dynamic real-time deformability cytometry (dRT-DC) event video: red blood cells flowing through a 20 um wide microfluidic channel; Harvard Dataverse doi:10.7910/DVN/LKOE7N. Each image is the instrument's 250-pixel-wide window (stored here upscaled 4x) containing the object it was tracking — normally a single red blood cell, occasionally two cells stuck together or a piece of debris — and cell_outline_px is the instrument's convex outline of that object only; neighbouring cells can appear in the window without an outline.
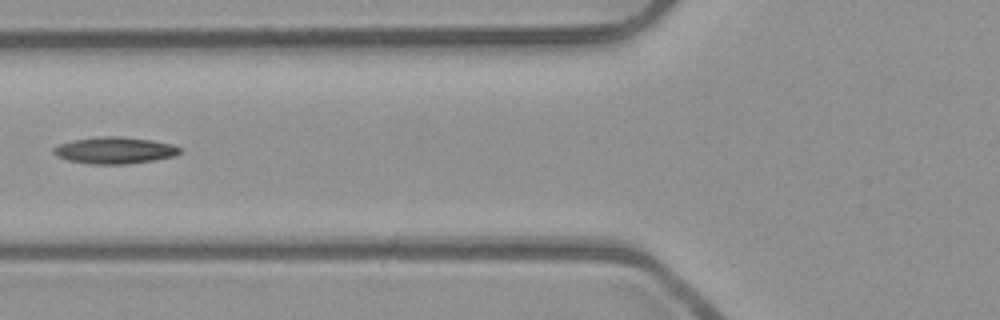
{"species": "common noctule bat (a hibernating species)", "species_latin": "Nyctalus noctula", "temperature_condition": "room temperature", "stored_images_in_passage": 6, "camera_frame_rate_fps": 3000, "um_per_image_px": 0.085, "animal": {"sex": "male", "body_mass_g": 23.1, "forearm_length_mm": 52.7}, "frame": {"image": 1, "passage_image": 5, "time_ms": 1.333, "image_size_px": [1000, 320], "cell_outline_px": [[180, 152], [176, 156], [156, 160], [124, 164], [92, 164], [68, 160], [56, 156], [52, 152], [52, 148], [60, 144], [72, 140], [96, 136], [120, 136], [152, 140], [172, 144], [180, 148]], "centroid_in_image_um": [9.73, 12.77], "position_along_channel_um": 116.1, "area_um2": 19.77}}
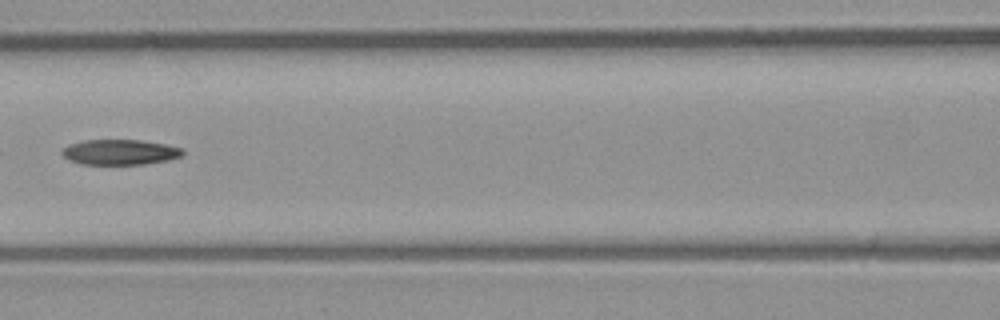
{"frame": {"image": 2, "passage_image": 6, "time_ms": 1.667, "image_size_px": [1000, 320], "cell_outline_px": [[184, 156], [168, 160], [144, 164], [80, 164], [64, 156], [60, 152], [68, 144], [84, 140], [140, 140], [164, 144], [184, 148]], "centroid_in_image_um": [10.23, 12.93], "position_along_channel_um": 156.4, "area_um2": 17.8}}